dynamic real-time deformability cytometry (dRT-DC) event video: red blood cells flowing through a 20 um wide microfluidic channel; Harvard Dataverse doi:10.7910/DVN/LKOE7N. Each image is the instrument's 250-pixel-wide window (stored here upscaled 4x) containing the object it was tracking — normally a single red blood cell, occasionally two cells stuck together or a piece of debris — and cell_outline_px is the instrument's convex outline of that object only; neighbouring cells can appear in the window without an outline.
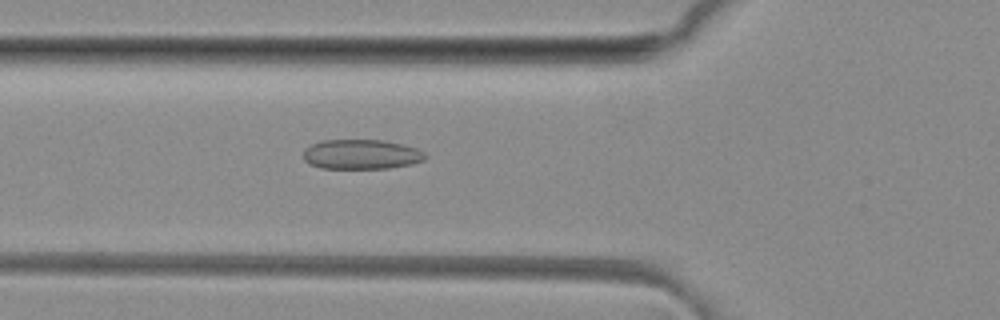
{"species": "common noctule bat (a hibernating species)", "species_latin": "Nyctalus noctula", "temperature_condition": "room temperature", "stored_images_in_passage": 41, "camera_frame_rate_fps": 3000, "um_per_image_px": 0.085, "animal": {"sex": "female", "body_mass_g": 29.2, "forearm_length_mm": 56.3}, "frame": {"image": 1, "passage_image": 9, "time_ms": 2.667, "image_size_px": [1000, 320], "cell_outline_px": [[428, 156], [424, 160], [412, 164], [388, 168], [320, 168], [308, 164], [304, 160], [304, 148], [320, 140], [384, 140], [404, 144], [416, 148], [424, 152]], "centroid_in_image_um": [30.71, 13.11], "position_along_channel_um": 95.1, "area_um2": 21.33}}
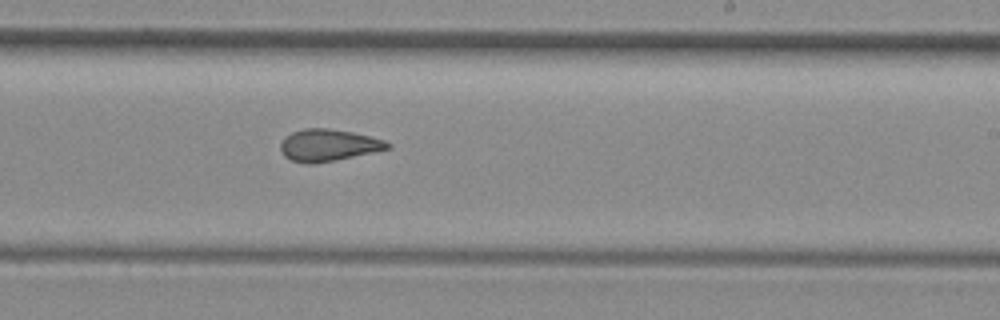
{"frame": {"image": 2, "passage_image": 21, "time_ms": 6.667, "image_size_px": [1000, 320], "cell_outline_px": [[392, 144], [388, 148], [372, 152], [336, 160], [312, 164], [308, 164], [292, 160], [284, 156], [280, 148], [280, 144], [292, 132], [304, 128], [328, 128], [352, 132], [384, 140]], "centroid_in_image_um": [27.89, 12.34], "position_along_channel_um": 261.1, "area_um2": 19.59}}
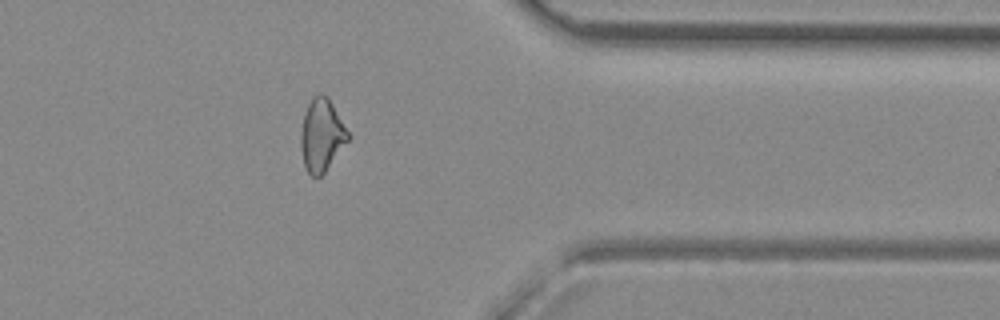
{"frame": {"image": 3, "passage_image": 31, "time_ms": 10.0, "image_size_px": [1000, 320], "cell_outline_px": [[352, 136], [324, 172], [320, 176], [312, 176], [304, 168], [300, 148], [300, 132], [304, 112], [312, 96], [320, 92], [328, 96]], "centroid_in_image_um": [27.34, 11.45], "position_along_channel_um": 384.1, "area_um2": 20.35}, "authors_computed_cell_mechanics": {"area_um2": 20.23, "velocity_mm_per_s": 4.1439, "shape_relaxation_time_tau1_ms": null, "shape_relaxation_time_tau2_ms": 2.2519, "deformation_change_tau1": null, "deformation_change_tau2": 0.0744}}